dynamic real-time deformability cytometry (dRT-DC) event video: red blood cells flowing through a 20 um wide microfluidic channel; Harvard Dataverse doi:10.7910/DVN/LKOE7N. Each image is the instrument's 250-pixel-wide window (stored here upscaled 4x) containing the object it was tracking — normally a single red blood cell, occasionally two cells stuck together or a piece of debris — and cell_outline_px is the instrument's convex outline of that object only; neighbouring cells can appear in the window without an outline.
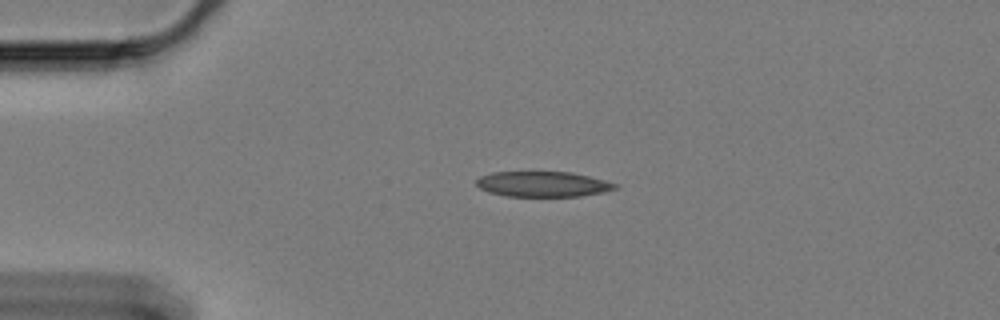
{"species": "Egyptian fruit bat (a non-hibernating species)", "species_latin": "Rousettus aegyptiacus", "temperature_condition": "cold", "stored_images_in_passage": 47, "camera_frame_rate_fps": 3000, "um_per_image_px": 0.085, "animal": {"sex": "female"}, "frame": {"image": 1, "passage_image": 1, "time_ms": 0.0, "image_size_px": [1000, 320], "cell_outline_px": [[616, 188], [604, 192], [580, 196], [504, 196], [488, 192], [480, 188], [476, 184], [476, 180], [480, 176], [492, 172], [572, 172], [604, 180], [616, 184]], "centroid_in_image_um": [46.1, 15.65], "position_along_channel_um": 38.9, "area_um2": 20.4}}
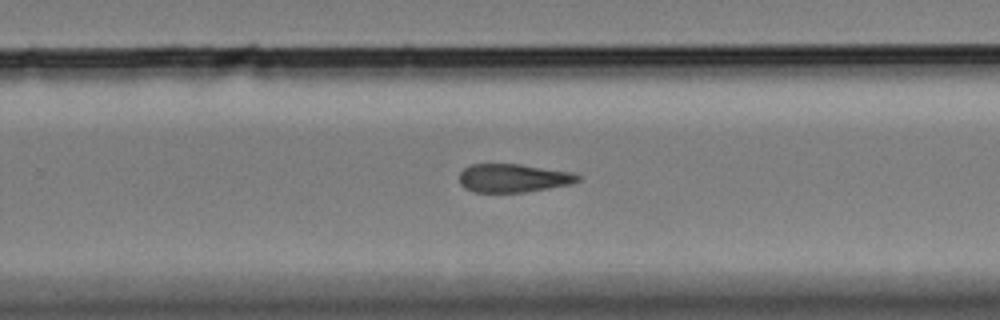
{"frame": {"image": 2, "passage_image": 26, "time_ms": 8.333, "image_size_px": [1000, 320], "cell_outline_px": [[580, 180], [568, 184], [548, 188], [524, 192], [476, 192], [464, 188], [460, 184], [460, 172], [464, 168], [472, 164], [520, 164], [572, 172], [580, 176]], "centroid_in_image_um": [43.6, 15.13], "position_along_channel_um": 286.2, "area_um2": 19.48}}
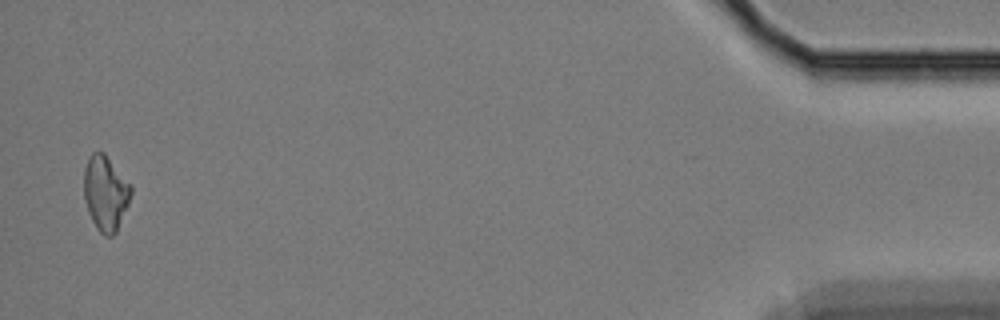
{"frame": {"image": 3, "passage_image": 46, "time_ms": 15.0, "image_size_px": [1000, 320], "cell_outline_px": [[132, 192], [128, 204], [116, 232], [112, 236], [104, 236], [96, 228], [88, 212], [84, 200], [84, 168], [92, 152], [104, 152], [132, 184]], "centroid_in_image_um": [8.98, 16.4], "position_along_channel_um": 426.2, "area_um2": 20.69}, "authors_computed_cell_mechanics": {"area_um2": 20.4612, "velocity_mm_per_s": 3.3405, "shape_relaxation_time_tau1_ms": null, "shape_relaxation_time_tau2_ms": 3.2386, "deformation_change_tau1": null, "deformation_change_tau2": 0.125}}